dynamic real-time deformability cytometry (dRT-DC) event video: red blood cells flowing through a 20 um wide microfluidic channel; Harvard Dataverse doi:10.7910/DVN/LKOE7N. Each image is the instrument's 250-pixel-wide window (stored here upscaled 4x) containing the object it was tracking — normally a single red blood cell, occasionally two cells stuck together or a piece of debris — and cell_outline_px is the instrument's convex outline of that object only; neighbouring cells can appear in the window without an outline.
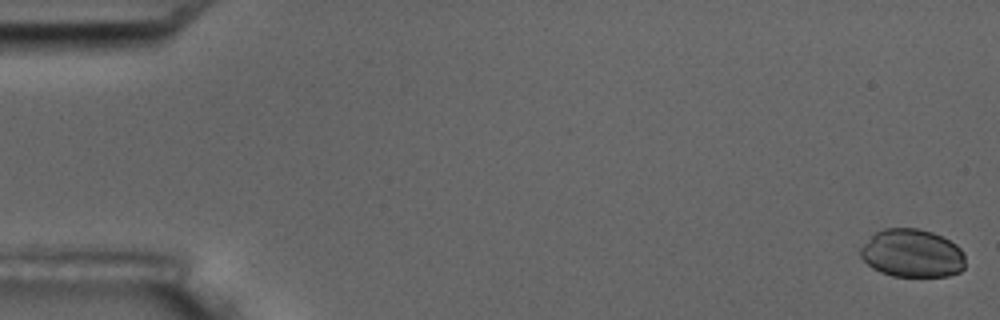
{"species": "common noctule bat (a hibernating species)", "species_latin": "Nyctalus noctula", "temperature_condition": "room temperature", "stored_images_in_passage": 6, "camera_frame_rate_fps": 3000, "um_per_image_px": 0.085, "animal": {"sex": "male", "body_mass_g": 17.5, "forearm_length_mm": 52.3}, "frame": {"image": 1, "passage_image": 1, "time_ms": 0.0, "image_size_px": [1000, 320], "cell_outline_px": [[964, 268], [960, 272], [948, 276], [892, 276], [880, 272], [872, 268], [860, 256], [860, 248], [876, 232], [884, 228], [920, 228], [932, 232], [956, 244], [964, 252]], "centroid_in_image_um": [77.54, 21.53], "position_along_channel_um": 7.5, "area_um2": 29.42}}